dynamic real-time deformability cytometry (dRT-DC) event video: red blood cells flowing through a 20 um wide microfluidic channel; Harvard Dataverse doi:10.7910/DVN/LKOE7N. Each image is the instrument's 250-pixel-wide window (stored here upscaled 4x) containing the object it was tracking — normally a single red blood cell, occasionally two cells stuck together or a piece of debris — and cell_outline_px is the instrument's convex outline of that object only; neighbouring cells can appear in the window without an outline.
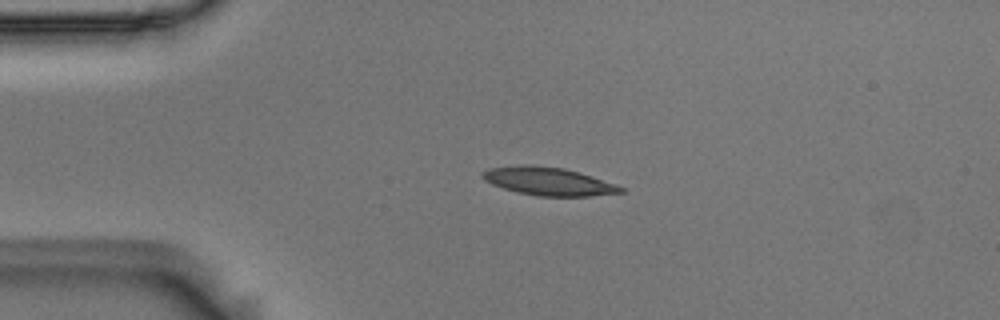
{"species": "Egyptian fruit bat (a non-hibernating species)", "species_latin": "Rousettus aegyptiacus", "temperature_condition": "room temperature", "stored_images_in_passage": 43, "camera_frame_rate_fps": 3000, "um_per_image_px": 0.085, "animal": {"sex": "male"}, "frame": {"image": 1, "passage_image": 1, "time_ms": 0.0, "image_size_px": [1000, 320], "cell_outline_px": [[624, 192], [588, 196], [536, 196], [516, 192], [492, 184], [484, 180], [480, 176], [480, 172], [488, 168], [524, 164], [564, 168], [592, 176], [616, 184], [624, 188]], "centroid_in_image_um": [46.57, 15.41], "position_along_channel_um": 38.4, "area_um2": 22.66}}
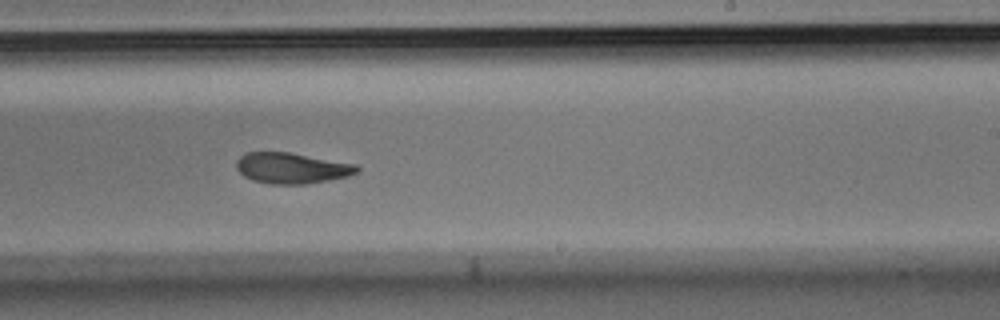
{"frame": {"image": 2, "passage_image": 22, "time_ms": 7.0, "image_size_px": [1000, 320], "cell_outline_px": [[360, 172], [348, 176], [308, 184], [268, 184], [252, 180], [244, 176], [236, 168], [236, 160], [240, 156], [248, 152], [288, 152], [356, 164], [360, 168]], "centroid_in_image_um": [24.8, 14.29], "position_along_channel_um": 264.2, "area_um2": 21.73}}
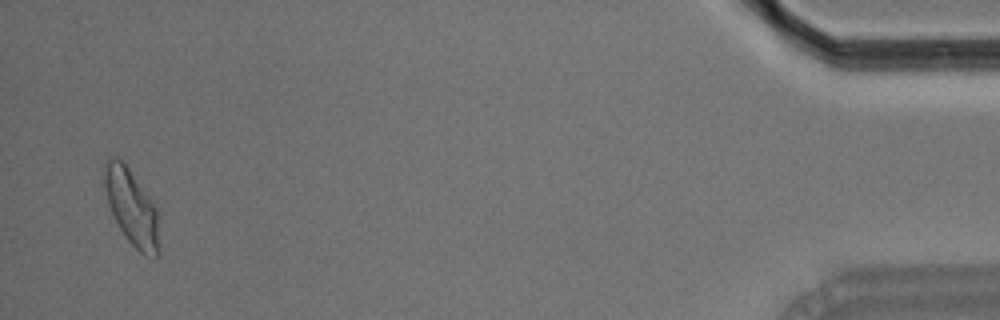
{"frame": {"image": 3, "passage_image": 42, "time_ms": 13.667, "image_size_px": [1000, 320], "cell_outline_px": [[160, 256], [156, 260], [152, 260], [144, 256], [124, 236], [108, 204], [104, 188], [104, 160], [116, 156], [124, 160], [156, 204], [160, 248]], "centroid_in_image_um": [11.23, 17.63], "position_along_channel_um": 424.0, "area_um2": 25.09}, "authors_computed_cell_mechanics": {"area_um2": 22.3686, "velocity_mm_per_s": 3.6476, "shape_relaxation_time_tau1_ms": 4.5204, "shape_relaxation_time_tau2_ms": 2.567, "deformation_change_tau1": 0.1737, "deformation_change_tau2": 0.0925}}